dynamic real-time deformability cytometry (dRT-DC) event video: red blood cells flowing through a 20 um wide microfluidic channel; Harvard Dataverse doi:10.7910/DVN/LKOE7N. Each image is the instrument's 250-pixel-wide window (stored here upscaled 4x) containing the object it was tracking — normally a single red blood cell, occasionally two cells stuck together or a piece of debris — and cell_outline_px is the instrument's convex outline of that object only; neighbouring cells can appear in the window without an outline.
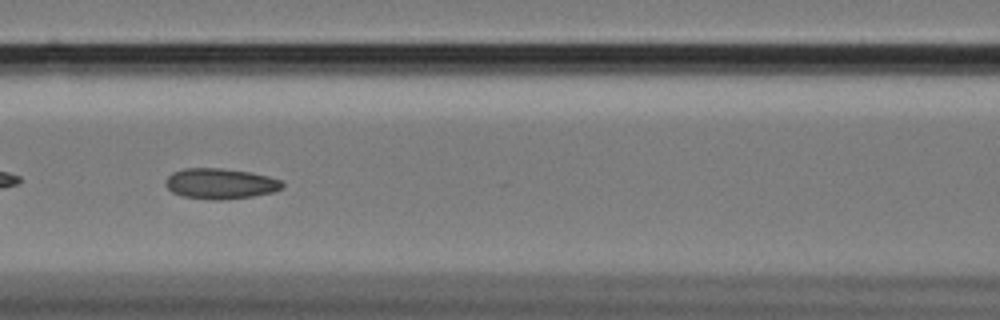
{"species": "Egyptian fruit bat (a non-hibernating species)", "species_latin": "Rousettus aegyptiacus", "temperature_condition": "cold", "stored_images_in_passage": 58, "camera_frame_rate_fps": 3000, "um_per_image_px": 0.085, "animal": {"sex": "female"}, "frame": {"image": 1, "passage_image": 25, "time_ms": 8.0, "image_size_px": [1000, 320], "cell_outline_px": [[284, 184], [280, 188], [272, 192], [252, 196], [220, 200], [212, 200], [184, 196], [172, 192], [164, 184], [164, 180], [172, 172], [184, 168], [220, 168], [252, 172], [268, 176], [280, 180]], "centroid_in_image_um": [18.69, 15.6], "position_along_channel_um": 147.9, "area_um2": 20.75}, "authors_computed_cell_mechanics": {"area_um2": 21.097, "velocity_mm_per_s": 3.4184, "shape_relaxation_time_tau1_ms": null, "shape_relaxation_time_tau2_ms": 3.3148, "deformation_change_tau1": null, "deformation_change_tau2": 0.0881}}